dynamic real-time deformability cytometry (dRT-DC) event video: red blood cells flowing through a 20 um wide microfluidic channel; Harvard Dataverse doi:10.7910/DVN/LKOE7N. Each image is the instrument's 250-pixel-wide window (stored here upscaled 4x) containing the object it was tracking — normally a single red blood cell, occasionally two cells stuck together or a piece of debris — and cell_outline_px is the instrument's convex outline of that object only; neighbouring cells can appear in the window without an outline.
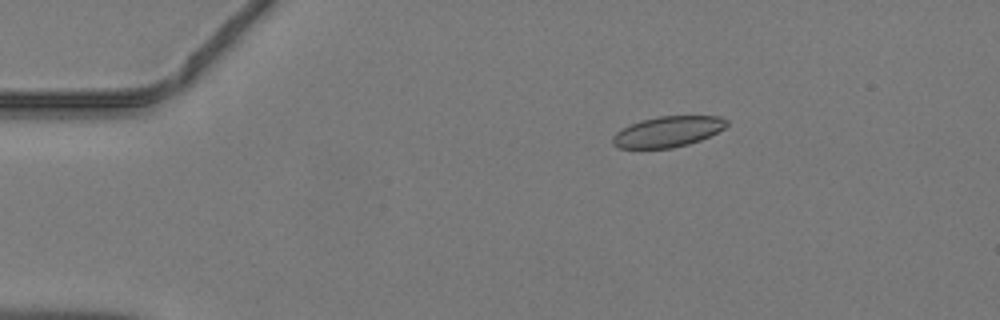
{"species": "common noctule bat (a hibernating species)", "species_latin": "Nyctalus noctula", "temperature_condition": "warm", "stored_images_in_passage": 9, "camera_frame_rate_fps": 3000, "um_per_image_px": 0.085, "animal": {"sex": "male", "body_mass_g": 19.2, "forearm_length_mm": 51.8}, "frame": {"image": 1, "passage_image": 4, "time_ms": 1.0, "image_size_px": [1000, 320], "cell_outline_px": [[728, 124], [724, 128], [700, 140], [688, 144], [672, 148], [620, 148], [612, 144], [612, 136], [620, 128], [640, 120], [660, 116], [720, 116], [728, 120]], "centroid_in_image_um": [56.73, 11.18], "position_along_channel_um": 28.3, "area_um2": 20.4}}